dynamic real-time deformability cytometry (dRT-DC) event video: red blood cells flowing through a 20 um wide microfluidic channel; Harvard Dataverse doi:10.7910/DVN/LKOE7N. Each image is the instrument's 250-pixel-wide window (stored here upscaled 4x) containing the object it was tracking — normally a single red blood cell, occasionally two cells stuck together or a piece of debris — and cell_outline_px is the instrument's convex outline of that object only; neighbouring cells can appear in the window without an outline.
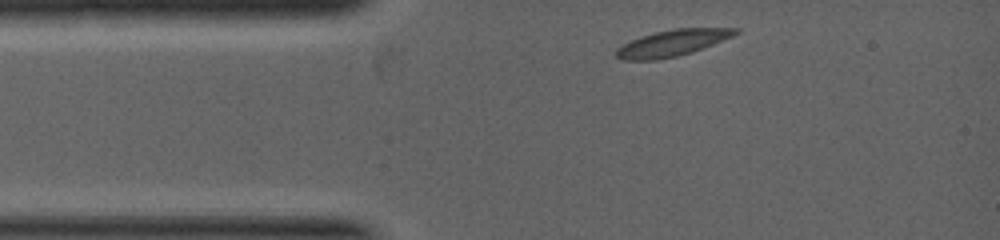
{"species": "common noctule bat (a hibernating species)", "species_latin": "Nyctalus noctula", "temperature_condition": "warm", "stored_images_in_passage": 5, "camera_frame_rate_fps": 5000, "um_per_image_px": 0.085, "animal": {"sex": "female", "body_mass_g": 19.0, "forearm_length_mm": 53.3}, "frame": {"image": 1, "passage_image": 1, "time_ms": 0.0, "image_size_px": [1000, 240], "cell_outline_px": [[740, 32], [732, 36], [692, 52], [676, 56], [656, 60], [620, 60], [616, 56], [616, 48], [632, 40], [656, 32], [672, 28], [740, 28]], "centroid_in_image_um": [57.14, 3.65], "position_along_channel_um": 27.9, "area_um2": 18.03}}
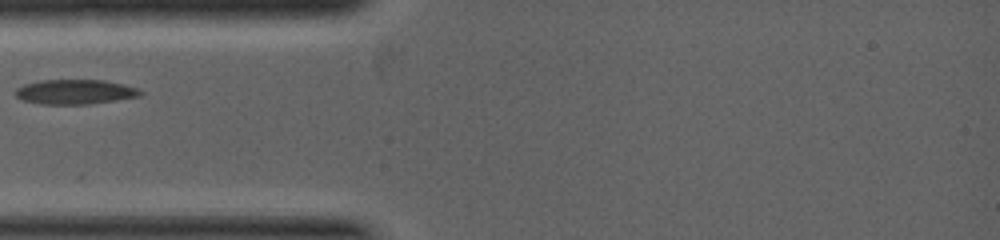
{"frame": {"image": 2, "passage_image": 4, "time_ms": 1.0, "image_size_px": [1000, 240], "cell_outline_px": [[144, 92], [140, 96], [116, 100], [88, 104], [40, 104], [20, 100], [16, 96], [16, 88], [24, 84], [40, 80], [104, 80], [136, 88]], "centroid_in_image_um": [6.34, 7.81], "position_along_channel_um": 78.7, "area_um2": 17.92}}